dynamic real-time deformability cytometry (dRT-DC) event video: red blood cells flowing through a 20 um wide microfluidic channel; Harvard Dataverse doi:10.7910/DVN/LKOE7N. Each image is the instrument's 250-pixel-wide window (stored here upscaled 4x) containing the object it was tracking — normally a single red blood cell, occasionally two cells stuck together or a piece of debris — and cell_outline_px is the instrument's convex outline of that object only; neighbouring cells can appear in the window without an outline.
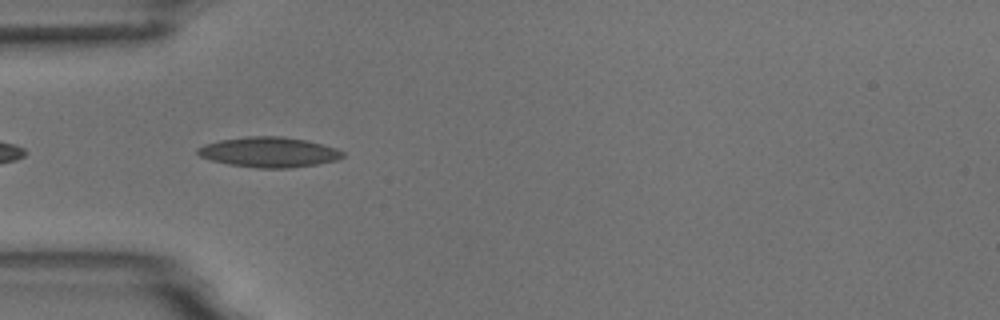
{"species": "common noctule bat (a hibernating species)", "species_latin": "Nyctalus noctula", "temperature_condition": "room temperature", "stored_images_in_passage": 7, "camera_frame_rate_fps": 3000, "um_per_image_px": 0.085, "animal": {"sex": "male", "body_mass_g": 18.8}, "frame": {"image": 1, "passage_image": 4, "time_ms": 3.333, "image_size_px": [1000, 320], "cell_outline_px": [[344, 156], [336, 160], [316, 164], [288, 168], [256, 168], [228, 164], [212, 160], [200, 156], [196, 152], [196, 148], [204, 144], [220, 140], [248, 136], [280, 136], [308, 140], [336, 148], [344, 152]], "centroid_in_image_um": [22.85, 12.93], "position_along_channel_um": 62.1, "area_um2": 25.49}}